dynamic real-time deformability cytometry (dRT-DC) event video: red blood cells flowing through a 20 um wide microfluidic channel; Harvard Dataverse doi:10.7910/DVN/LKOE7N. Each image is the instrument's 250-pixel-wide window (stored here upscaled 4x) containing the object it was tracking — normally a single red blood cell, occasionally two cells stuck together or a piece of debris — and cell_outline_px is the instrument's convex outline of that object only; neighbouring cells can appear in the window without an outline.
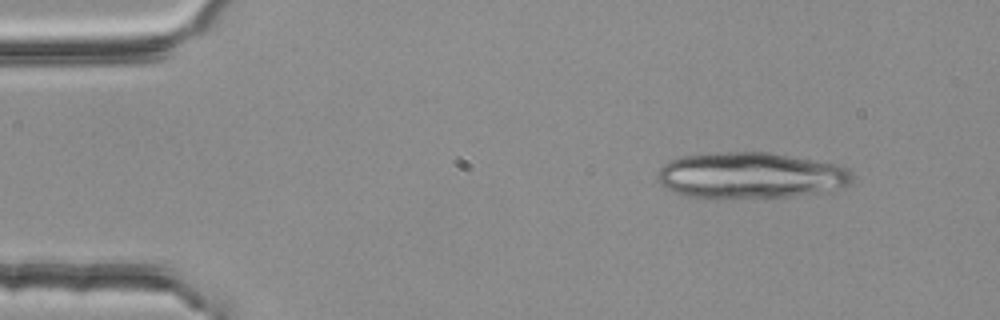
{"species": "common noctule bat (a hibernating species)", "species_latin": "Nyctalus noctula", "temperature_condition": "room temperature", "stored_images_in_passage": 3, "camera_frame_rate_fps": 3000, "um_per_image_px": 0.085, "animal": {"sex": "female", "body_mass_g": 25.1}, "frame": {"image": 1, "passage_image": 1, "time_ms": 0.0, "image_size_px": [1000, 320], "cell_outline_px": [[852, 180], [848, 184], [828, 192], [792, 196], [716, 200], [712, 200], [684, 196], [660, 184], [656, 180], [656, 172], [664, 164], [680, 156], [724, 152], [768, 152], [812, 160], [832, 164], [848, 168], [852, 176]], "centroid_in_image_um": [63.72, 14.95], "position_along_channel_um": 21.3, "area_um2": 53.0}}